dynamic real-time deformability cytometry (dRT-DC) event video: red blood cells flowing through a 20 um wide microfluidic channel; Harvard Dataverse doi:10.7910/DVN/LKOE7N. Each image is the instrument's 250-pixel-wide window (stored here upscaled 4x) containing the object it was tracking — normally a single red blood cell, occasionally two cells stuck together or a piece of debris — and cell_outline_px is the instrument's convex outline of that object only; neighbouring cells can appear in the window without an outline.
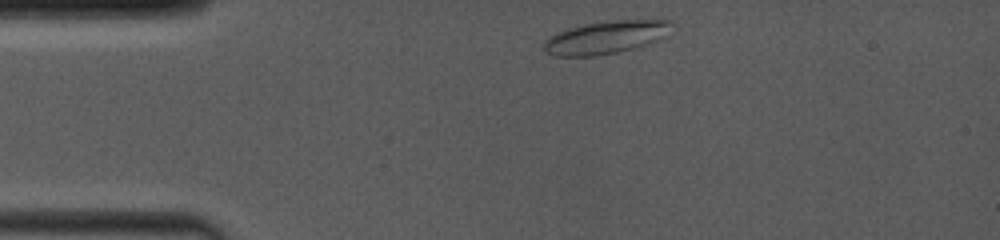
{"species": "common noctule bat (a hibernating species)", "species_latin": "Nyctalus noctula", "temperature_condition": "room temperature", "stored_images_in_passage": 26, "camera_frame_rate_fps": 4000, "um_per_image_px": 0.085, "animal": {"sex": "female", "body_mass_g": 19.0, "forearm_length_mm": 53.3}, "frame": {"image": 1, "passage_image": 1, "time_ms": 0.0, "image_size_px": [1000, 240], "cell_outline_px": [[668, 36], [660, 40], [648, 44], [616, 52], [596, 56], [556, 56], [548, 52], [544, 48], [544, 40], [548, 36], [568, 28], [584, 24], [616, 20], [668, 20]], "centroid_in_image_um": [51.46, 3.18], "position_along_channel_um": 33.5, "area_um2": 24.16}}
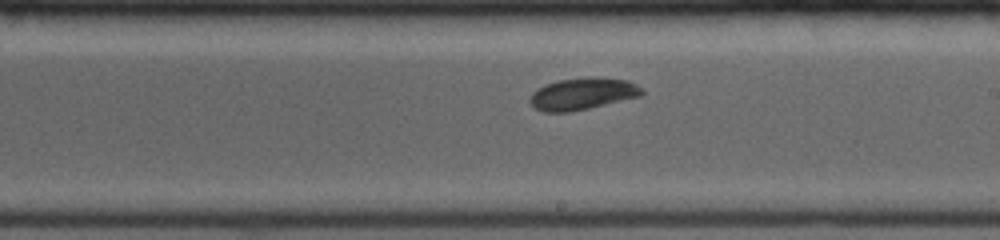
{"frame": {"image": 2, "passage_image": 16, "time_ms": 6.25, "image_size_px": [1000, 240], "cell_outline_px": [[644, 92], [640, 96], [588, 108], [568, 112], [544, 112], [536, 108], [528, 100], [532, 92], [544, 84], [556, 80], [588, 76], [592, 76], [628, 80], [636, 84]], "centroid_in_image_um": [49.48, 7.95], "position_along_channel_um": 239.5, "area_um2": 20.87}}
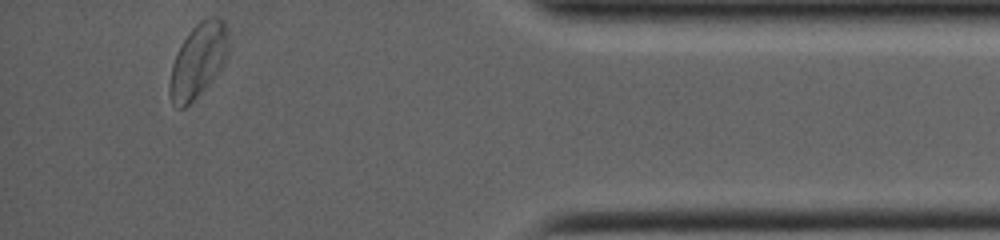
{"frame": {"image": 3, "passage_image": 26, "time_ms": 11.5, "image_size_px": [1000, 240], "cell_outline_px": [[228, 52], [224, 64], [212, 80], [184, 108], [180, 108], [172, 104], [168, 92], [168, 88], [172, 64], [184, 40], [192, 28], [200, 20], [208, 16], [212, 16], [224, 20], [228, 28]], "centroid_in_image_um": [16.86, 5.12], "position_along_channel_um": 418.3, "area_um2": 25.2}, "authors_computed_cell_mechanics": {"area_um2": 21.097, "velocity_mm_per_s": 3.9748, "shape_relaxation_time_tau1_ms": 0.9056, "shape_relaxation_time_tau2_ms": 5.9493, "deformation_change_tau1": 0.0651, "deformation_change_tau2": 0.082}}